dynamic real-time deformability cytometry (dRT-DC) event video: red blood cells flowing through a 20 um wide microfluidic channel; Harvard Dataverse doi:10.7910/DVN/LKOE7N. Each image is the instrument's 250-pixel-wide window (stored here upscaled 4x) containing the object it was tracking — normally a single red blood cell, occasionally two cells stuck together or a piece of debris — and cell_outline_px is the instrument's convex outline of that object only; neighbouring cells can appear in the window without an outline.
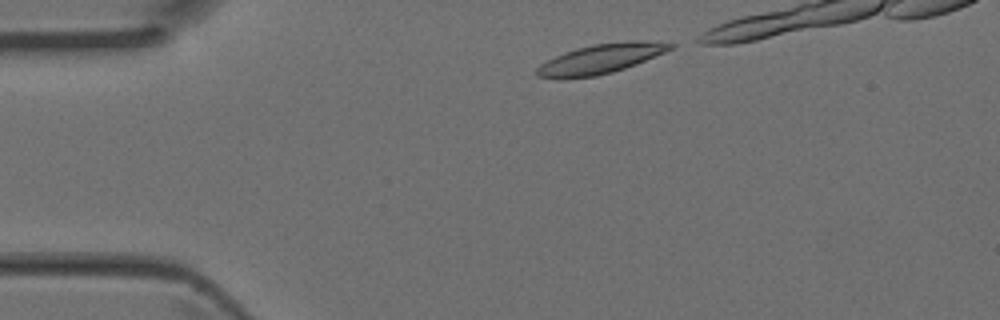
{"species": "Egyptian fruit bat (a non-hibernating species)", "species_latin": "Rousettus aegyptiacus", "temperature_condition": "room temperature", "stored_images_in_passage": 29, "camera_frame_rate_fps": 3000, "um_per_image_px": 0.085, "animal": {"sex": "female"}, "frame": {"image": 1, "passage_image": 1, "time_ms": 0.0, "image_size_px": [1000, 320], "cell_outline_px": [[676, 44], [672, 48], [664, 52], [636, 64], [612, 72], [596, 76], [564, 80], [556, 80], [536, 76], [536, 68], [540, 64], [564, 52], [576, 48], [592, 44], [628, 40], [648, 40]], "centroid_in_image_um": [51.0, 5.01], "position_along_channel_um": 34.0, "area_um2": 23.41}}
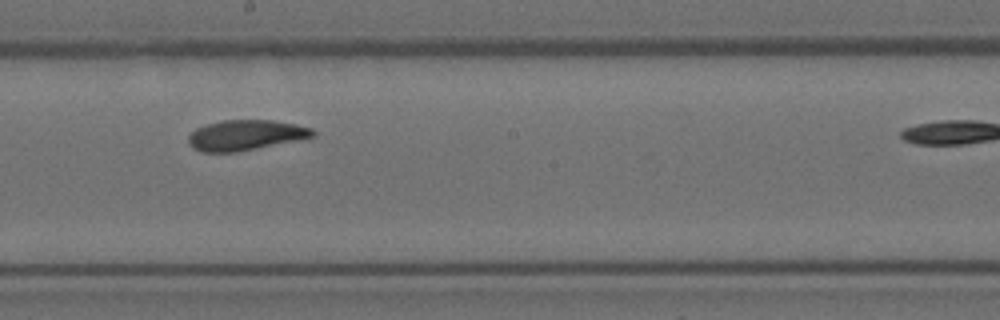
{"frame": {"image": 2, "passage_image": 19, "time_ms": 6.0, "image_size_px": [1000, 320], "cell_outline_px": [[316, 136], [236, 152], [204, 152], [192, 148], [188, 144], [188, 136], [196, 128], [220, 120], [272, 120], [296, 124], [312, 128], [316, 132]], "centroid_in_image_um": [20.86, 11.48], "position_along_channel_um": 227.3, "area_um2": 21.91}}
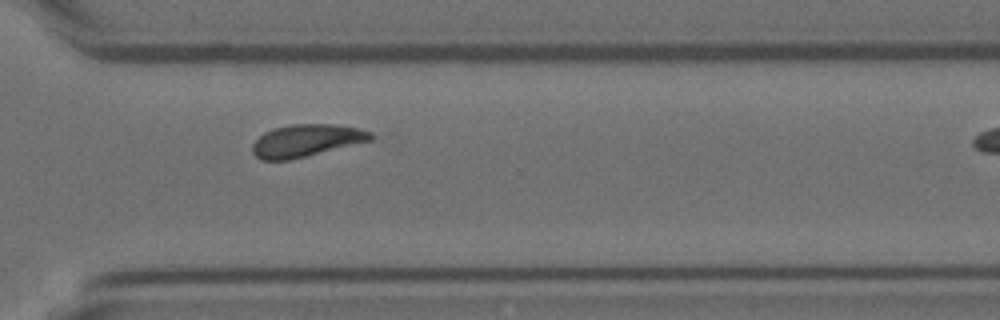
{"frame": {"image": 3, "passage_image": 28, "time_ms": 9.0, "image_size_px": [1000, 320], "cell_outline_px": [[372, 140], [288, 160], [260, 160], [252, 152], [252, 144], [264, 132], [276, 128], [292, 124], [332, 124], [360, 128], [372, 132]], "centroid_in_image_um": [26.02, 11.94], "position_along_channel_um": 344.6, "area_um2": 22.02}}